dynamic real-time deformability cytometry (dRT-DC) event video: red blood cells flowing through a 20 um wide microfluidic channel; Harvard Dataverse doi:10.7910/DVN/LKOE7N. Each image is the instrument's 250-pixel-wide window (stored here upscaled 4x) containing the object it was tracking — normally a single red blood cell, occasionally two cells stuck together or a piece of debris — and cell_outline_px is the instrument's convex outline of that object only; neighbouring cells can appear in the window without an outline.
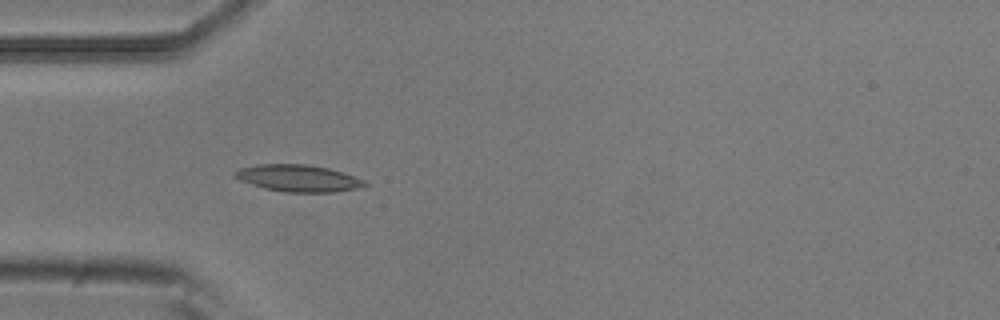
{"species": "common noctule bat (a hibernating species)", "species_latin": "Nyctalus noctula", "temperature_condition": "room temperature", "stored_images_in_passage": 7, "camera_frame_rate_fps": 3000, "um_per_image_px": 0.085, "animal": {"sex": "male", "body_mass_g": 20.5, "forearm_length_mm": 52.5}, "frame": {"image": 1, "passage_image": 3, "time_ms": 0.667, "image_size_px": [1000, 320], "cell_outline_px": [[368, 184], [356, 188], [332, 192], [284, 192], [264, 188], [240, 180], [232, 172], [240, 168], [256, 164], [304, 164], [328, 168], [344, 172], [364, 180]], "centroid_in_image_um": [25.33, 15.14], "position_along_channel_um": 59.7, "area_um2": 20.17}}
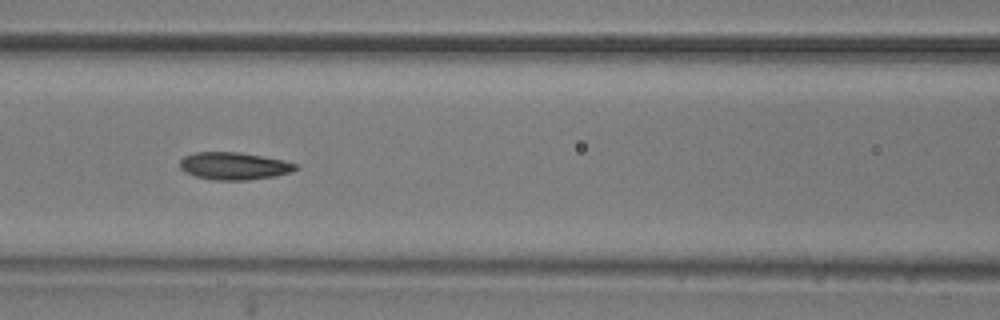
{"frame": {"image": 2, "passage_image": 5, "time_ms": 1.333, "image_size_px": [1000, 320], "cell_outline_px": [[300, 168], [292, 172], [276, 176], [248, 180], [212, 180], [196, 176], [184, 172], [180, 168], [180, 160], [184, 156], [196, 152], [240, 152], [284, 160], [300, 164]], "centroid_in_image_um": [19.94, 14.11], "position_along_channel_um": 146.7, "area_um2": 18.79}}
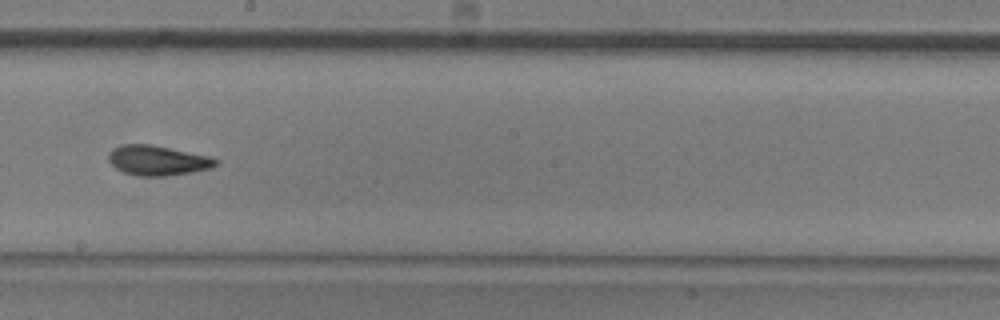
{"frame": {"image": 3, "passage_image": 7, "time_ms": 2.0, "image_size_px": [1000, 320], "cell_outline_px": [[220, 160], [212, 168], [192, 172], [164, 176], [136, 176], [124, 172], [116, 168], [108, 160], [108, 152], [112, 148], [120, 144], [148, 144], [208, 156]], "centroid_in_image_um": [13.35, 13.64], "position_along_channel_um": 234.8, "area_um2": 18.61}}